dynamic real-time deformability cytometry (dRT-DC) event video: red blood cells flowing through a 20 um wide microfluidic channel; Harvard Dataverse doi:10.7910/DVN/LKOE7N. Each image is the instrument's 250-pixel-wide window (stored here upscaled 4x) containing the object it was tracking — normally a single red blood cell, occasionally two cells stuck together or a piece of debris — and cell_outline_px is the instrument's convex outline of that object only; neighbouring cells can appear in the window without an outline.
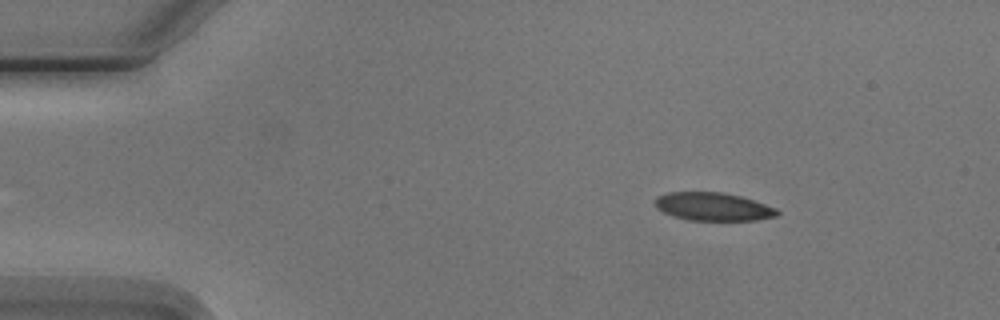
{"species": "Egyptian fruit bat (a non-hibernating species)", "species_latin": "Rousettus aegyptiacus", "temperature_condition": "cold", "stored_images_in_passage": 3, "camera_frame_rate_fps": 3000, "um_per_image_px": 0.085, "animal": {"sex": "male"}, "frame": {"image": 1, "passage_image": 1, "time_ms": 0.0, "image_size_px": [1000, 320], "cell_outline_px": [[780, 212], [776, 216], [756, 220], [688, 220], [664, 212], [656, 208], [652, 204], [656, 196], [668, 192], [720, 192], [740, 196], [776, 208]], "centroid_in_image_um": [60.56, 17.56], "position_along_channel_um": 24.4, "area_um2": 19.94}}